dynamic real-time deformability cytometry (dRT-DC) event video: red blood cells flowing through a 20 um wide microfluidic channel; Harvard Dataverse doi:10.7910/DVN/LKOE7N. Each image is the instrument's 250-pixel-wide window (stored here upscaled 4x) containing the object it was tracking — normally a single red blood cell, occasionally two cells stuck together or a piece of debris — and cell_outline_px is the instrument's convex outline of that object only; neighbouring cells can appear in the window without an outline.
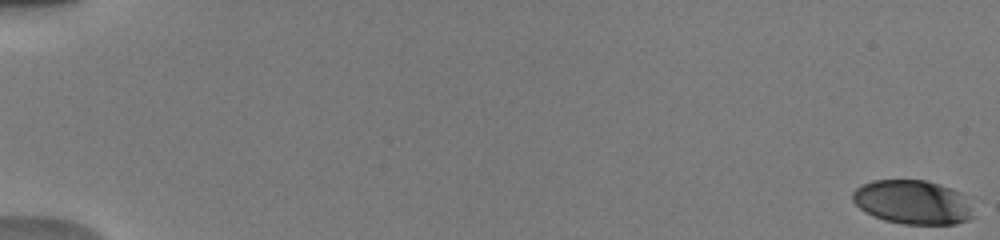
{"species": "human", "species_latin": "Homo sapiens", "temperature_condition": "warm", "stored_images_in_passage": 14, "camera_frame_rate_fps": 3000, "um_per_image_px": 0.085, "donor": {"sex": "male"}, "frame": {"image": 1, "passage_image": 1, "time_ms": 0.0, "image_size_px": [1000, 240], "cell_outline_px": [[972, 216], [968, 220], [956, 224], [904, 224], [884, 220], [872, 216], [864, 212], [852, 200], [852, 192], [860, 184], [872, 180], [924, 180], [940, 184], [952, 188], [960, 192]], "centroid_in_image_um": [77.48, 17.18], "position_along_channel_um": 7.5, "area_um2": 30.81}}
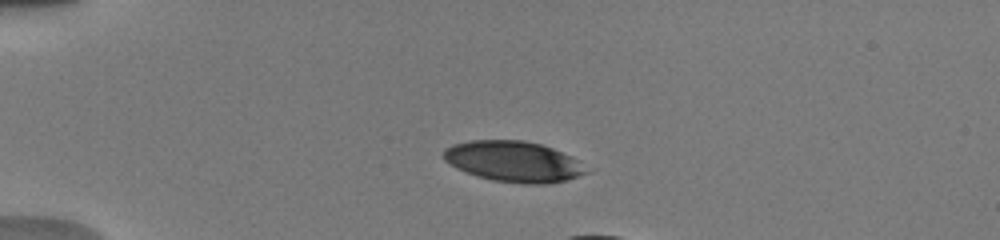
{"frame": {"image": 2, "passage_image": 10, "time_ms": 4.667, "image_size_px": [1000, 240], "cell_outline_px": [[588, 172], [564, 180], [548, 184], [520, 184], [492, 180], [476, 176], [456, 168], [444, 160], [444, 148], [452, 144], [468, 140], [524, 140], [540, 144], [552, 148], [572, 156]], "centroid_in_image_um": [43.59, 13.72], "position_along_channel_um": 41.4, "area_um2": 33.76}}